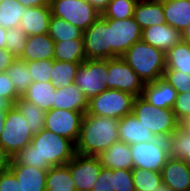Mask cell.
<instances>
[{
    "label": "cell",
    "instance_id": "1",
    "mask_svg": "<svg viewBox=\"0 0 190 191\" xmlns=\"http://www.w3.org/2000/svg\"><path fill=\"white\" fill-rule=\"evenodd\" d=\"M76 154V144L47 129L34 134L31 143L12 157L11 164L49 170L66 165Z\"/></svg>",
    "mask_w": 190,
    "mask_h": 191
},
{
    "label": "cell",
    "instance_id": "2",
    "mask_svg": "<svg viewBox=\"0 0 190 191\" xmlns=\"http://www.w3.org/2000/svg\"><path fill=\"white\" fill-rule=\"evenodd\" d=\"M119 119L85 113L76 143V153L99 156L113 143L119 141Z\"/></svg>",
    "mask_w": 190,
    "mask_h": 191
},
{
    "label": "cell",
    "instance_id": "3",
    "mask_svg": "<svg viewBox=\"0 0 190 191\" xmlns=\"http://www.w3.org/2000/svg\"><path fill=\"white\" fill-rule=\"evenodd\" d=\"M121 58L144 84L163 77L166 69L165 53L142 40L133 44Z\"/></svg>",
    "mask_w": 190,
    "mask_h": 191
},
{
    "label": "cell",
    "instance_id": "4",
    "mask_svg": "<svg viewBox=\"0 0 190 191\" xmlns=\"http://www.w3.org/2000/svg\"><path fill=\"white\" fill-rule=\"evenodd\" d=\"M132 113L146 128L161 139H168L181 125L173 109L158 108L142 96L135 98Z\"/></svg>",
    "mask_w": 190,
    "mask_h": 191
},
{
    "label": "cell",
    "instance_id": "5",
    "mask_svg": "<svg viewBox=\"0 0 190 191\" xmlns=\"http://www.w3.org/2000/svg\"><path fill=\"white\" fill-rule=\"evenodd\" d=\"M136 96L117 89H107L97 96L88 100L86 113L121 119L132 113V108Z\"/></svg>",
    "mask_w": 190,
    "mask_h": 191
},
{
    "label": "cell",
    "instance_id": "6",
    "mask_svg": "<svg viewBox=\"0 0 190 191\" xmlns=\"http://www.w3.org/2000/svg\"><path fill=\"white\" fill-rule=\"evenodd\" d=\"M108 76V59H86L77 69L75 85L89 100L108 89Z\"/></svg>",
    "mask_w": 190,
    "mask_h": 191
},
{
    "label": "cell",
    "instance_id": "7",
    "mask_svg": "<svg viewBox=\"0 0 190 191\" xmlns=\"http://www.w3.org/2000/svg\"><path fill=\"white\" fill-rule=\"evenodd\" d=\"M33 136L24 116L13 105L6 116L0 145L13 157L31 143Z\"/></svg>",
    "mask_w": 190,
    "mask_h": 191
},
{
    "label": "cell",
    "instance_id": "8",
    "mask_svg": "<svg viewBox=\"0 0 190 191\" xmlns=\"http://www.w3.org/2000/svg\"><path fill=\"white\" fill-rule=\"evenodd\" d=\"M50 8L52 16L69 22L83 32L101 16L86 0H51Z\"/></svg>",
    "mask_w": 190,
    "mask_h": 191
},
{
    "label": "cell",
    "instance_id": "9",
    "mask_svg": "<svg viewBox=\"0 0 190 191\" xmlns=\"http://www.w3.org/2000/svg\"><path fill=\"white\" fill-rule=\"evenodd\" d=\"M134 168L161 172L169 158L167 139L130 145Z\"/></svg>",
    "mask_w": 190,
    "mask_h": 191
},
{
    "label": "cell",
    "instance_id": "10",
    "mask_svg": "<svg viewBox=\"0 0 190 191\" xmlns=\"http://www.w3.org/2000/svg\"><path fill=\"white\" fill-rule=\"evenodd\" d=\"M142 30L133 17L109 19V58L121 57L133 44L141 40Z\"/></svg>",
    "mask_w": 190,
    "mask_h": 191
},
{
    "label": "cell",
    "instance_id": "11",
    "mask_svg": "<svg viewBox=\"0 0 190 191\" xmlns=\"http://www.w3.org/2000/svg\"><path fill=\"white\" fill-rule=\"evenodd\" d=\"M108 73V89L142 96L144 83L121 57L108 59Z\"/></svg>",
    "mask_w": 190,
    "mask_h": 191
},
{
    "label": "cell",
    "instance_id": "12",
    "mask_svg": "<svg viewBox=\"0 0 190 191\" xmlns=\"http://www.w3.org/2000/svg\"><path fill=\"white\" fill-rule=\"evenodd\" d=\"M83 116L84 114L79 111L52 108L46 111L44 129L66 137L76 144Z\"/></svg>",
    "mask_w": 190,
    "mask_h": 191
},
{
    "label": "cell",
    "instance_id": "13",
    "mask_svg": "<svg viewBox=\"0 0 190 191\" xmlns=\"http://www.w3.org/2000/svg\"><path fill=\"white\" fill-rule=\"evenodd\" d=\"M66 166L70 170L77 191H91L102 169L98 156H87L78 153Z\"/></svg>",
    "mask_w": 190,
    "mask_h": 191
},
{
    "label": "cell",
    "instance_id": "14",
    "mask_svg": "<svg viewBox=\"0 0 190 191\" xmlns=\"http://www.w3.org/2000/svg\"><path fill=\"white\" fill-rule=\"evenodd\" d=\"M87 59H109V19L100 16L83 32Z\"/></svg>",
    "mask_w": 190,
    "mask_h": 191
},
{
    "label": "cell",
    "instance_id": "15",
    "mask_svg": "<svg viewBox=\"0 0 190 191\" xmlns=\"http://www.w3.org/2000/svg\"><path fill=\"white\" fill-rule=\"evenodd\" d=\"M162 183L170 191H190V163L169 157L161 170Z\"/></svg>",
    "mask_w": 190,
    "mask_h": 191
},
{
    "label": "cell",
    "instance_id": "16",
    "mask_svg": "<svg viewBox=\"0 0 190 191\" xmlns=\"http://www.w3.org/2000/svg\"><path fill=\"white\" fill-rule=\"evenodd\" d=\"M141 40L166 54L175 44L182 41V33L165 23L143 29Z\"/></svg>",
    "mask_w": 190,
    "mask_h": 191
},
{
    "label": "cell",
    "instance_id": "17",
    "mask_svg": "<svg viewBox=\"0 0 190 191\" xmlns=\"http://www.w3.org/2000/svg\"><path fill=\"white\" fill-rule=\"evenodd\" d=\"M118 137L119 141H123L128 145L151 142L158 139L133 113L127 114L119 119Z\"/></svg>",
    "mask_w": 190,
    "mask_h": 191
},
{
    "label": "cell",
    "instance_id": "18",
    "mask_svg": "<svg viewBox=\"0 0 190 191\" xmlns=\"http://www.w3.org/2000/svg\"><path fill=\"white\" fill-rule=\"evenodd\" d=\"M177 94V91L161 77L144 84L142 97L158 108L173 109Z\"/></svg>",
    "mask_w": 190,
    "mask_h": 191
},
{
    "label": "cell",
    "instance_id": "19",
    "mask_svg": "<svg viewBox=\"0 0 190 191\" xmlns=\"http://www.w3.org/2000/svg\"><path fill=\"white\" fill-rule=\"evenodd\" d=\"M55 42L46 34L28 36L24 52L19 57L25 62L54 60Z\"/></svg>",
    "mask_w": 190,
    "mask_h": 191
},
{
    "label": "cell",
    "instance_id": "20",
    "mask_svg": "<svg viewBox=\"0 0 190 191\" xmlns=\"http://www.w3.org/2000/svg\"><path fill=\"white\" fill-rule=\"evenodd\" d=\"M133 18L141 30L166 23L162 0L137 1Z\"/></svg>",
    "mask_w": 190,
    "mask_h": 191
},
{
    "label": "cell",
    "instance_id": "21",
    "mask_svg": "<svg viewBox=\"0 0 190 191\" xmlns=\"http://www.w3.org/2000/svg\"><path fill=\"white\" fill-rule=\"evenodd\" d=\"M20 27L27 36L48 33L52 12L50 6L30 7L25 9Z\"/></svg>",
    "mask_w": 190,
    "mask_h": 191
},
{
    "label": "cell",
    "instance_id": "22",
    "mask_svg": "<svg viewBox=\"0 0 190 191\" xmlns=\"http://www.w3.org/2000/svg\"><path fill=\"white\" fill-rule=\"evenodd\" d=\"M103 167L132 170L134 168L130 145L123 141L113 143L98 156Z\"/></svg>",
    "mask_w": 190,
    "mask_h": 191
},
{
    "label": "cell",
    "instance_id": "23",
    "mask_svg": "<svg viewBox=\"0 0 190 191\" xmlns=\"http://www.w3.org/2000/svg\"><path fill=\"white\" fill-rule=\"evenodd\" d=\"M10 170L24 191H46L48 170L23 164H11Z\"/></svg>",
    "mask_w": 190,
    "mask_h": 191
},
{
    "label": "cell",
    "instance_id": "24",
    "mask_svg": "<svg viewBox=\"0 0 190 191\" xmlns=\"http://www.w3.org/2000/svg\"><path fill=\"white\" fill-rule=\"evenodd\" d=\"M53 109L73 110L85 114L88 109V99L73 83L65 88H56Z\"/></svg>",
    "mask_w": 190,
    "mask_h": 191
},
{
    "label": "cell",
    "instance_id": "25",
    "mask_svg": "<svg viewBox=\"0 0 190 191\" xmlns=\"http://www.w3.org/2000/svg\"><path fill=\"white\" fill-rule=\"evenodd\" d=\"M166 23L184 31L190 25V0H162Z\"/></svg>",
    "mask_w": 190,
    "mask_h": 191
},
{
    "label": "cell",
    "instance_id": "26",
    "mask_svg": "<svg viewBox=\"0 0 190 191\" xmlns=\"http://www.w3.org/2000/svg\"><path fill=\"white\" fill-rule=\"evenodd\" d=\"M55 91L56 87L52 82H32L21 97L48 111L53 108Z\"/></svg>",
    "mask_w": 190,
    "mask_h": 191
},
{
    "label": "cell",
    "instance_id": "27",
    "mask_svg": "<svg viewBox=\"0 0 190 191\" xmlns=\"http://www.w3.org/2000/svg\"><path fill=\"white\" fill-rule=\"evenodd\" d=\"M86 59L83 39L55 42L54 60L82 63Z\"/></svg>",
    "mask_w": 190,
    "mask_h": 191
},
{
    "label": "cell",
    "instance_id": "28",
    "mask_svg": "<svg viewBox=\"0 0 190 191\" xmlns=\"http://www.w3.org/2000/svg\"><path fill=\"white\" fill-rule=\"evenodd\" d=\"M14 105L24 116L30 131L34 134L39 133L45 127L46 111L34 103L28 102L20 97Z\"/></svg>",
    "mask_w": 190,
    "mask_h": 191
},
{
    "label": "cell",
    "instance_id": "29",
    "mask_svg": "<svg viewBox=\"0 0 190 191\" xmlns=\"http://www.w3.org/2000/svg\"><path fill=\"white\" fill-rule=\"evenodd\" d=\"M166 69L177 70L190 75V44L181 41L166 54Z\"/></svg>",
    "mask_w": 190,
    "mask_h": 191
},
{
    "label": "cell",
    "instance_id": "30",
    "mask_svg": "<svg viewBox=\"0 0 190 191\" xmlns=\"http://www.w3.org/2000/svg\"><path fill=\"white\" fill-rule=\"evenodd\" d=\"M46 191H77L66 165L54 166L48 170Z\"/></svg>",
    "mask_w": 190,
    "mask_h": 191
},
{
    "label": "cell",
    "instance_id": "31",
    "mask_svg": "<svg viewBox=\"0 0 190 191\" xmlns=\"http://www.w3.org/2000/svg\"><path fill=\"white\" fill-rule=\"evenodd\" d=\"M169 157L184 159L190 163V131L180 125L167 139Z\"/></svg>",
    "mask_w": 190,
    "mask_h": 191
},
{
    "label": "cell",
    "instance_id": "32",
    "mask_svg": "<svg viewBox=\"0 0 190 191\" xmlns=\"http://www.w3.org/2000/svg\"><path fill=\"white\" fill-rule=\"evenodd\" d=\"M81 63L67 61H53L51 82L56 88H65L75 83L77 69Z\"/></svg>",
    "mask_w": 190,
    "mask_h": 191
},
{
    "label": "cell",
    "instance_id": "33",
    "mask_svg": "<svg viewBox=\"0 0 190 191\" xmlns=\"http://www.w3.org/2000/svg\"><path fill=\"white\" fill-rule=\"evenodd\" d=\"M48 34L54 42L83 39V31L69 22L54 16L50 19Z\"/></svg>",
    "mask_w": 190,
    "mask_h": 191
},
{
    "label": "cell",
    "instance_id": "34",
    "mask_svg": "<svg viewBox=\"0 0 190 191\" xmlns=\"http://www.w3.org/2000/svg\"><path fill=\"white\" fill-rule=\"evenodd\" d=\"M25 9L17 0H3L0 3V26L6 30L18 27Z\"/></svg>",
    "mask_w": 190,
    "mask_h": 191
},
{
    "label": "cell",
    "instance_id": "35",
    "mask_svg": "<svg viewBox=\"0 0 190 191\" xmlns=\"http://www.w3.org/2000/svg\"><path fill=\"white\" fill-rule=\"evenodd\" d=\"M12 80L16 91L23 95L30 84L33 82L27 67V63L17 58L5 71Z\"/></svg>",
    "mask_w": 190,
    "mask_h": 191
},
{
    "label": "cell",
    "instance_id": "36",
    "mask_svg": "<svg viewBox=\"0 0 190 191\" xmlns=\"http://www.w3.org/2000/svg\"><path fill=\"white\" fill-rule=\"evenodd\" d=\"M132 173L136 191H154L163 184L161 172L133 168Z\"/></svg>",
    "mask_w": 190,
    "mask_h": 191
},
{
    "label": "cell",
    "instance_id": "37",
    "mask_svg": "<svg viewBox=\"0 0 190 191\" xmlns=\"http://www.w3.org/2000/svg\"><path fill=\"white\" fill-rule=\"evenodd\" d=\"M136 2V0H111L101 16L114 20L133 17Z\"/></svg>",
    "mask_w": 190,
    "mask_h": 191
},
{
    "label": "cell",
    "instance_id": "38",
    "mask_svg": "<svg viewBox=\"0 0 190 191\" xmlns=\"http://www.w3.org/2000/svg\"><path fill=\"white\" fill-rule=\"evenodd\" d=\"M27 37L20 26L7 29L5 49L19 58L24 52Z\"/></svg>",
    "mask_w": 190,
    "mask_h": 191
},
{
    "label": "cell",
    "instance_id": "39",
    "mask_svg": "<svg viewBox=\"0 0 190 191\" xmlns=\"http://www.w3.org/2000/svg\"><path fill=\"white\" fill-rule=\"evenodd\" d=\"M54 60H39L26 62L33 82H51V71Z\"/></svg>",
    "mask_w": 190,
    "mask_h": 191
},
{
    "label": "cell",
    "instance_id": "40",
    "mask_svg": "<svg viewBox=\"0 0 190 191\" xmlns=\"http://www.w3.org/2000/svg\"><path fill=\"white\" fill-rule=\"evenodd\" d=\"M163 78L178 94L190 92V75L173 69H165Z\"/></svg>",
    "mask_w": 190,
    "mask_h": 191
},
{
    "label": "cell",
    "instance_id": "41",
    "mask_svg": "<svg viewBox=\"0 0 190 191\" xmlns=\"http://www.w3.org/2000/svg\"><path fill=\"white\" fill-rule=\"evenodd\" d=\"M113 191H136L132 170H113Z\"/></svg>",
    "mask_w": 190,
    "mask_h": 191
},
{
    "label": "cell",
    "instance_id": "42",
    "mask_svg": "<svg viewBox=\"0 0 190 191\" xmlns=\"http://www.w3.org/2000/svg\"><path fill=\"white\" fill-rule=\"evenodd\" d=\"M173 112L181 124L190 117V92L177 94Z\"/></svg>",
    "mask_w": 190,
    "mask_h": 191
},
{
    "label": "cell",
    "instance_id": "43",
    "mask_svg": "<svg viewBox=\"0 0 190 191\" xmlns=\"http://www.w3.org/2000/svg\"><path fill=\"white\" fill-rule=\"evenodd\" d=\"M0 96L8 99L13 105L21 97L6 72H0Z\"/></svg>",
    "mask_w": 190,
    "mask_h": 191
},
{
    "label": "cell",
    "instance_id": "44",
    "mask_svg": "<svg viewBox=\"0 0 190 191\" xmlns=\"http://www.w3.org/2000/svg\"><path fill=\"white\" fill-rule=\"evenodd\" d=\"M91 191H113V170L102 166L100 175Z\"/></svg>",
    "mask_w": 190,
    "mask_h": 191
},
{
    "label": "cell",
    "instance_id": "45",
    "mask_svg": "<svg viewBox=\"0 0 190 191\" xmlns=\"http://www.w3.org/2000/svg\"><path fill=\"white\" fill-rule=\"evenodd\" d=\"M0 191H24L10 169L0 172Z\"/></svg>",
    "mask_w": 190,
    "mask_h": 191
},
{
    "label": "cell",
    "instance_id": "46",
    "mask_svg": "<svg viewBox=\"0 0 190 191\" xmlns=\"http://www.w3.org/2000/svg\"><path fill=\"white\" fill-rule=\"evenodd\" d=\"M17 58L5 48L0 49V72H5Z\"/></svg>",
    "mask_w": 190,
    "mask_h": 191
},
{
    "label": "cell",
    "instance_id": "47",
    "mask_svg": "<svg viewBox=\"0 0 190 191\" xmlns=\"http://www.w3.org/2000/svg\"><path fill=\"white\" fill-rule=\"evenodd\" d=\"M12 156L0 145V172L9 170Z\"/></svg>",
    "mask_w": 190,
    "mask_h": 191
},
{
    "label": "cell",
    "instance_id": "48",
    "mask_svg": "<svg viewBox=\"0 0 190 191\" xmlns=\"http://www.w3.org/2000/svg\"><path fill=\"white\" fill-rule=\"evenodd\" d=\"M22 6L26 8L50 6L51 0H17Z\"/></svg>",
    "mask_w": 190,
    "mask_h": 191
},
{
    "label": "cell",
    "instance_id": "49",
    "mask_svg": "<svg viewBox=\"0 0 190 191\" xmlns=\"http://www.w3.org/2000/svg\"><path fill=\"white\" fill-rule=\"evenodd\" d=\"M89 2L100 14L104 12L111 0H86Z\"/></svg>",
    "mask_w": 190,
    "mask_h": 191
},
{
    "label": "cell",
    "instance_id": "50",
    "mask_svg": "<svg viewBox=\"0 0 190 191\" xmlns=\"http://www.w3.org/2000/svg\"><path fill=\"white\" fill-rule=\"evenodd\" d=\"M13 104L6 98L0 96V110H9Z\"/></svg>",
    "mask_w": 190,
    "mask_h": 191
},
{
    "label": "cell",
    "instance_id": "51",
    "mask_svg": "<svg viewBox=\"0 0 190 191\" xmlns=\"http://www.w3.org/2000/svg\"><path fill=\"white\" fill-rule=\"evenodd\" d=\"M7 30L0 26V49L5 48Z\"/></svg>",
    "mask_w": 190,
    "mask_h": 191
},
{
    "label": "cell",
    "instance_id": "52",
    "mask_svg": "<svg viewBox=\"0 0 190 191\" xmlns=\"http://www.w3.org/2000/svg\"><path fill=\"white\" fill-rule=\"evenodd\" d=\"M8 110H0V135L2 134L4 130V124L6 120Z\"/></svg>",
    "mask_w": 190,
    "mask_h": 191
},
{
    "label": "cell",
    "instance_id": "53",
    "mask_svg": "<svg viewBox=\"0 0 190 191\" xmlns=\"http://www.w3.org/2000/svg\"><path fill=\"white\" fill-rule=\"evenodd\" d=\"M182 33V41L190 44V25Z\"/></svg>",
    "mask_w": 190,
    "mask_h": 191
},
{
    "label": "cell",
    "instance_id": "54",
    "mask_svg": "<svg viewBox=\"0 0 190 191\" xmlns=\"http://www.w3.org/2000/svg\"><path fill=\"white\" fill-rule=\"evenodd\" d=\"M181 125H183L188 131H190V117L185 120Z\"/></svg>",
    "mask_w": 190,
    "mask_h": 191
},
{
    "label": "cell",
    "instance_id": "55",
    "mask_svg": "<svg viewBox=\"0 0 190 191\" xmlns=\"http://www.w3.org/2000/svg\"><path fill=\"white\" fill-rule=\"evenodd\" d=\"M154 191H170L166 185L162 184L160 187L156 188Z\"/></svg>",
    "mask_w": 190,
    "mask_h": 191
}]
</instances>
